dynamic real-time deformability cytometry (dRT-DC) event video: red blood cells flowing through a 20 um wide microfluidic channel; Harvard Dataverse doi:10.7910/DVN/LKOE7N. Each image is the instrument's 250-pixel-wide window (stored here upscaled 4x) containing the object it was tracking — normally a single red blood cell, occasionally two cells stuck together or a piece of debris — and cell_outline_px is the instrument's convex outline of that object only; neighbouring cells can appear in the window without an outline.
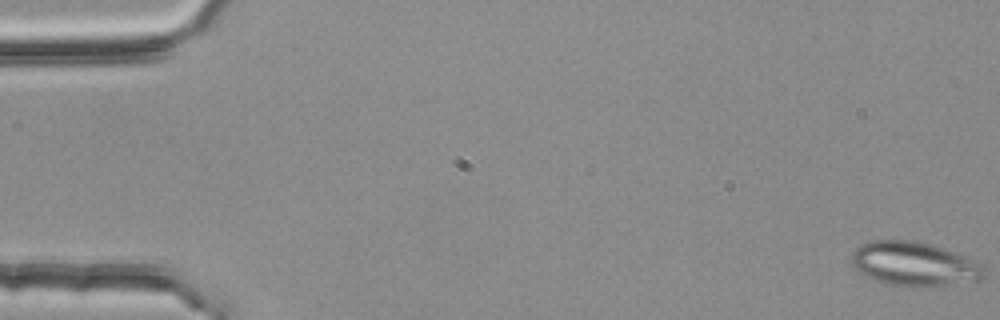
{"species": "common noctule bat (a hibernating species)", "species_latin": "Nyctalus noctula", "temperature_condition": "room temperature", "stored_images_in_passage": 53, "camera_frame_rate_fps": 3000, "um_per_image_px": 0.085, "animal": {"sex": "female", "body_mass_g": 25.1}, "frame": {"image": 1, "passage_image": 1, "time_ms": 0.0, "image_size_px": [1000, 320], "cell_outline_px": [[984, 276], [980, 280], [940, 288], [912, 288], [884, 284], [864, 276], [852, 264], [852, 252], [860, 244], [868, 240], [916, 240], [932, 244], [956, 252], [984, 264]], "centroid_in_image_um": [77.75, 22.47], "position_along_channel_um": 7.3, "area_um2": 35.37}}
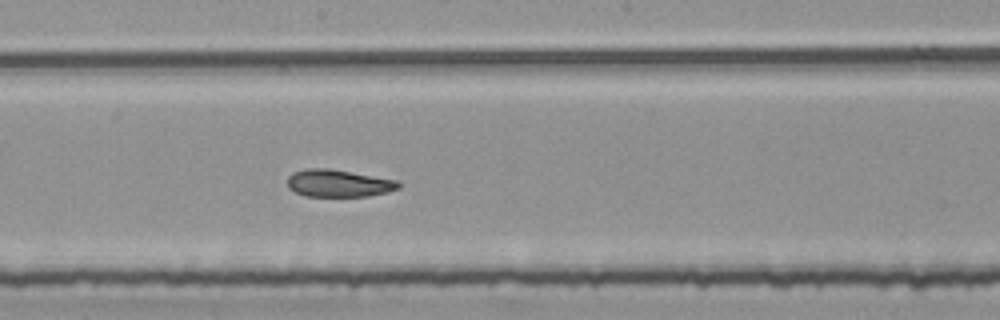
{"frame": {"image": 2, "passage_image": 30, "time_ms": 9.667, "image_size_px": [1000, 320], "cell_outline_px": [[400, 188], [388, 192], [368, 196], [304, 196], [288, 188], [288, 176], [292, 172], [304, 168], [328, 168], [396, 180], [400, 184]], "centroid_in_image_um": [28.74, 15.57], "position_along_channel_um": 219.5, "area_um2": 17.69}}
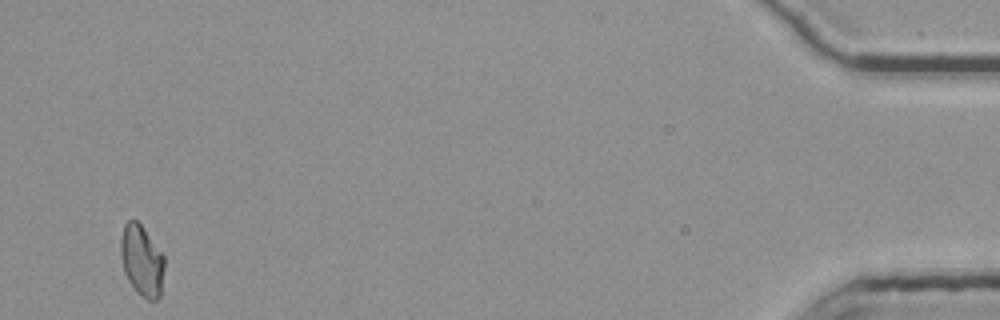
{"frame": {"image": 3, "passage_image": 53, "time_ms": 17.333, "image_size_px": [1000, 320], "cell_outline_px": [[164, 268], [160, 296], [156, 300], [148, 300], [140, 296], [136, 292], [128, 280], [124, 272], [120, 256], [120, 236], [124, 224], [128, 220], [136, 220], [140, 224], [164, 256]], "centroid_in_image_um": [12.03, 22.17], "position_along_channel_um": 423.2, "area_um2": 18.15}, "authors_computed_cell_mechanics": {"area_um2": 18.6694, "velocity_mm_per_s": 3.8011, "shape_relaxation_time_tau1_ms": 9.1589, "shape_relaxation_time_tau2_ms": 2.9849, "deformation_change_tau1": 0.1771, "deformation_change_tau2": 0.1}}